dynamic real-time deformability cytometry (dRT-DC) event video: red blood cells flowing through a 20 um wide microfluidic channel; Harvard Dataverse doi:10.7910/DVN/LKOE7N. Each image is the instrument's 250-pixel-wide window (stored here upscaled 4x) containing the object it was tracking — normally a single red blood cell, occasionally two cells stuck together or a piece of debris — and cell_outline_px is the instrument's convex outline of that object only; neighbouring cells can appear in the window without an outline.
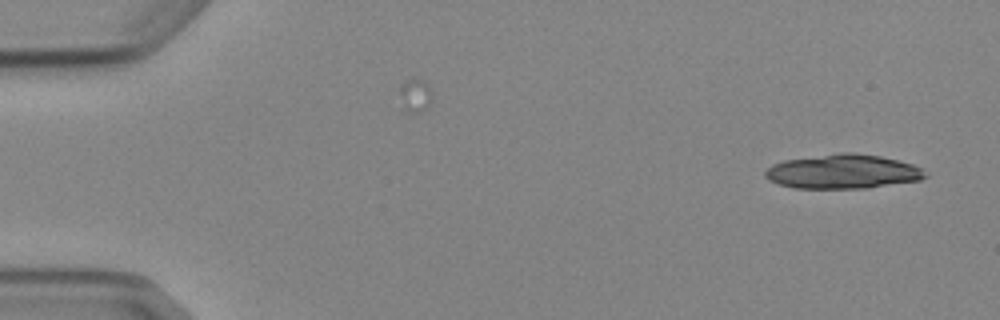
{"species": "Egyptian fruit bat (a non-hibernating species)", "species_latin": "Rousettus aegyptiacus", "temperature_condition": "cold", "stored_images_in_passage": 3, "camera_frame_rate_fps": 3000, "um_per_image_px": 0.085, "animal": {"sex": "female"}, "frame": {"image": 1, "passage_image": 3, "time_ms": 2.333, "image_size_px": [1000, 320], "cell_outline_px": [[928, 176], [920, 180], [868, 188], [792, 188], [768, 180], [764, 176], [764, 172], [772, 164], [784, 160], [840, 152], [852, 152], [880, 156], [912, 164], [920, 168]], "centroid_in_image_um": [71.61, 14.58], "position_along_channel_um": 13.4, "area_um2": 31.96}}